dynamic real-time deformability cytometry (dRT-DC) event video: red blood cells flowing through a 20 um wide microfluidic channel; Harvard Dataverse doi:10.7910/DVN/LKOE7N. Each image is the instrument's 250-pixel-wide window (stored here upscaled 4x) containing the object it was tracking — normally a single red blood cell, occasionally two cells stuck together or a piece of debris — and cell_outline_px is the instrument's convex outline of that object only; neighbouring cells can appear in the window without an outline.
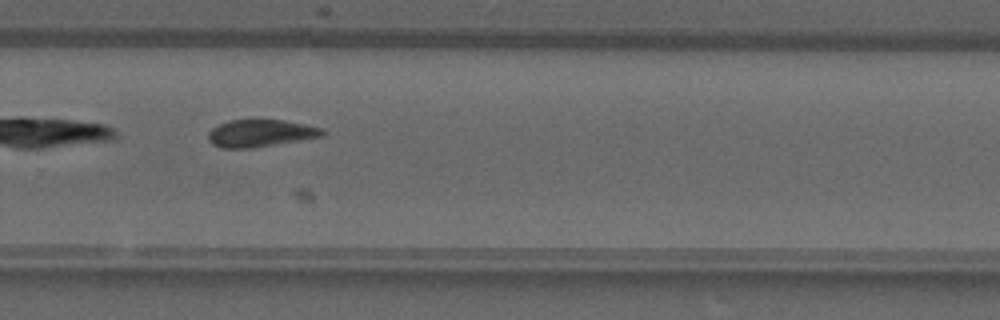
{"species": "common noctule bat (a hibernating species)", "species_latin": "Nyctalus noctula", "temperature_condition": "warm", "stored_images_in_passage": 28, "camera_frame_rate_fps": 3000, "um_per_image_px": 0.085, "animal": {"sex": "male", "forearm_length_mm": 52.5}, "frame": {"image": 1, "passage_image": 16, "time_ms": 5.0, "image_size_px": [1000, 320], "cell_outline_px": [[324, 136], [248, 148], [220, 148], [212, 144], [208, 140], [208, 132], [212, 128], [228, 120], [284, 120], [324, 128]], "centroid_in_image_um": [22.11, 11.32], "position_along_channel_um": 307.7, "area_um2": 17.98}}